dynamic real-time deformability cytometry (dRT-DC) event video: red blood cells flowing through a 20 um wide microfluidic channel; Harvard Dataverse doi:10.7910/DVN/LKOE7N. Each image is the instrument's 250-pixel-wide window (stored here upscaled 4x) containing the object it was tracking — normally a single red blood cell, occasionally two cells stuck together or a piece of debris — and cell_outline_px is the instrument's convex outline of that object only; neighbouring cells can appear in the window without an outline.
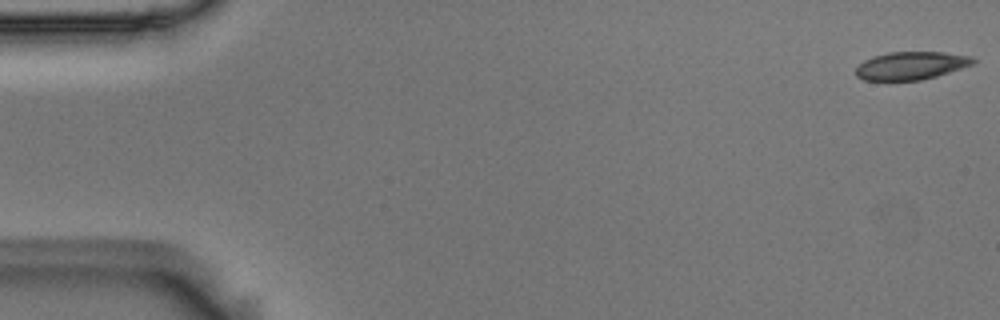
{"species": "Egyptian fruit bat (a non-hibernating species)", "species_latin": "Rousettus aegyptiacus", "temperature_condition": "room temperature", "stored_images_in_passage": 55, "camera_frame_rate_fps": 3000, "um_per_image_px": 0.085, "animal": {"sex": "male"}, "frame": {"image": 1, "passage_image": 1, "time_ms": 0.0, "image_size_px": [1000, 320], "cell_outline_px": [[976, 60], [972, 64], [936, 76], [920, 80], [864, 80], [856, 76], [856, 68], [864, 60], [872, 56], [888, 52], [944, 52], [972, 56]], "centroid_in_image_um": [77.41, 5.57], "position_along_channel_um": 7.6, "area_um2": 18.96}}
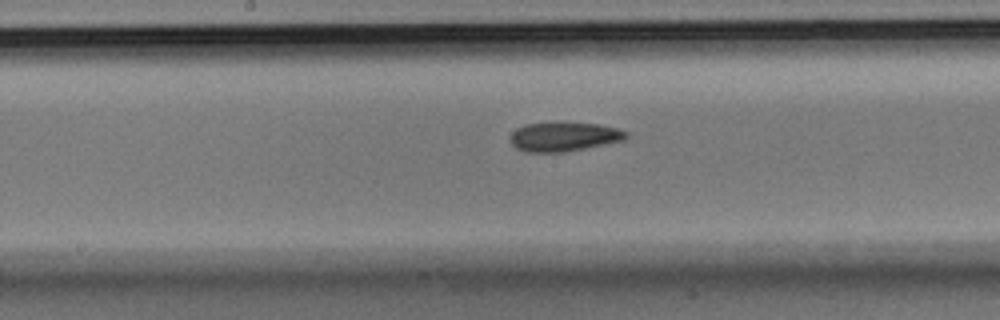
{"frame": {"image": 2, "passage_image": 28, "time_ms": 9.0, "image_size_px": [1000, 320], "cell_outline_px": [[628, 136], [624, 140], [564, 152], [524, 152], [516, 148], [508, 140], [512, 132], [516, 128], [524, 124], [600, 124], [620, 128], [628, 132]], "centroid_in_image_um": [47.92, 11.64], "position_along_channel_um": 200.3, "area_um2": 19.42}}
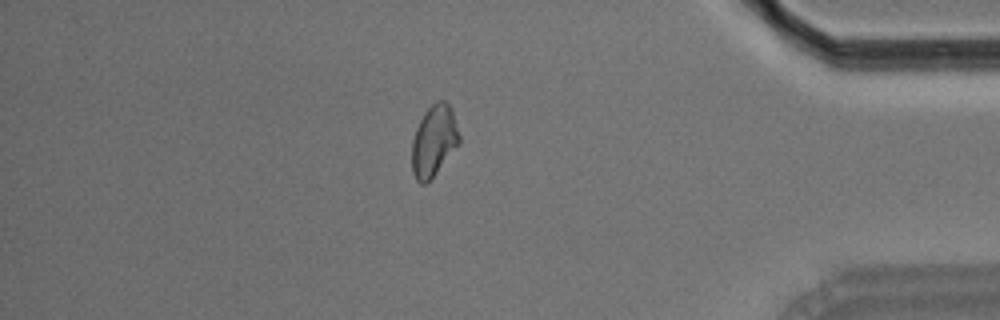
{"frame": {"image": 3, "passage_image": 47, "time_ms": 15.333, "image_size_px": [1000, 320], "cell_outline_px": [[460, 144], [436, 172], [424, 184], [420, 184], [416, 180], [412, 172], [412, 140], [416, 128], [424, 112], [436, 100], [444, 100], [452, 108], [460, 136]], "centroid_in_image_um": [36.89, 11.95], "position_along_channel_um": 398.3, "area_um2": 19.65}, "authors_computed_cell_mechanics": {"area_um2": 19.7676, "velocity_mm_per_s": 3.6707, "shape_relaxation_time_tau1_ms": 8.6384, "shape_relaxation_time_tau2_ms": 4.9325, "deformation_change_tau1": 0.1707, "deformation_change_tau2": 0.1032}}